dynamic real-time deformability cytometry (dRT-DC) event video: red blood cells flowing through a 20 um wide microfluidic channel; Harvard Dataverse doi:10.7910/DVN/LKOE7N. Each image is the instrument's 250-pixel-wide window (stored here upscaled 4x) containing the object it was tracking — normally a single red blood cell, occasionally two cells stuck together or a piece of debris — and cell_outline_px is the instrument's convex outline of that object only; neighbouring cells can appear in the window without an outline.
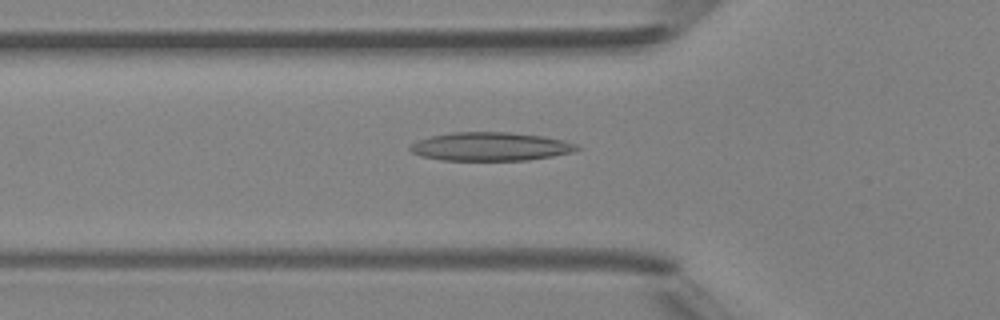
{"species": "Egyptian fruit bat (a non-hibernating species)", "species_latin": "Rousettus aegyptiacus", "temperature_condition": "room temperature", "stored_images_in_passage": 35, "camera_frame_rate_fps": 3000, "um_per_image_px": 0.085, "animal": {"sex": "female"}, "frame": {"image": 1, "passage_image": 8, "time_ms": 2.333, "image_size_px": [1000, 320], "cell_outline_px": [[580, 148], [572, 152], [552, 156], [528, 160], [444, 160], [420, 156], [412, 152], [408, 148], [416, 140], [432, 136], [452, 132], [508, 132], [544, 136], [564, 140], [576, 144]], "centroid_in_image_um": [41.68, 12.45], "position_along_channel_um": 84.1, "area_um2": 27.69}}
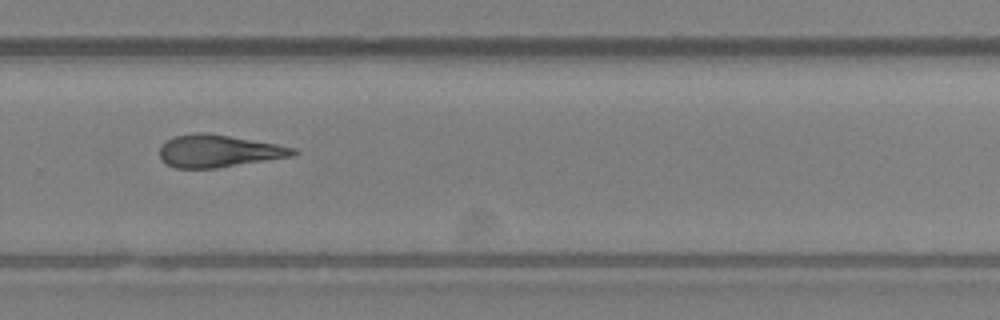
{"frame": {"image": 2, "passage_image": 24, "time_ms": 7.667, "image_size_px": [1000, 320], "cell_outline_px": [[300, 152], [292, 156], [216, 168], [176, 168], [168, 164], [160, 156], [160, 148], [168, 140], [176, 136], [196, 132], [208, 132], [276, 144], [296, 148]], "centroid_in_image_um": [18.61, 12.83], "position_along_channel_um": 311.2, "area_um2": 24.91}}
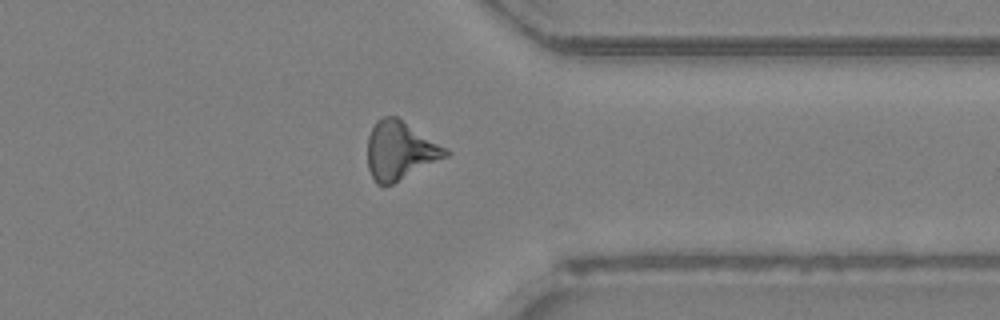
{"frame": {"image": 3, "passage_image": 29, "time_ms": 9.333, "image_size_px": [1000, 320], "cell_outline_px": [[452, 152], [448, 156], [384, 188], [376, 184], [368, 168], [368, 136], [376, 120], [384, 116], [396, 116], [448, 148]], "centroid_in_image_um": [34.01, 12.81], "position_along_channel_um": 377.4, "area_um2": 26.7}, "authors_computed_cell_mechanics": {"area_um2": 25.5476, "velocity_mm_per_s": 4.2634, "shape_relaxation_time_tau1_ms": 9.0204, "shape_relaxation_time_tau2_ms": 8.4489, "deformation_change_tau1": 0.2079, "deformation_change_tau2": 0.2376}}